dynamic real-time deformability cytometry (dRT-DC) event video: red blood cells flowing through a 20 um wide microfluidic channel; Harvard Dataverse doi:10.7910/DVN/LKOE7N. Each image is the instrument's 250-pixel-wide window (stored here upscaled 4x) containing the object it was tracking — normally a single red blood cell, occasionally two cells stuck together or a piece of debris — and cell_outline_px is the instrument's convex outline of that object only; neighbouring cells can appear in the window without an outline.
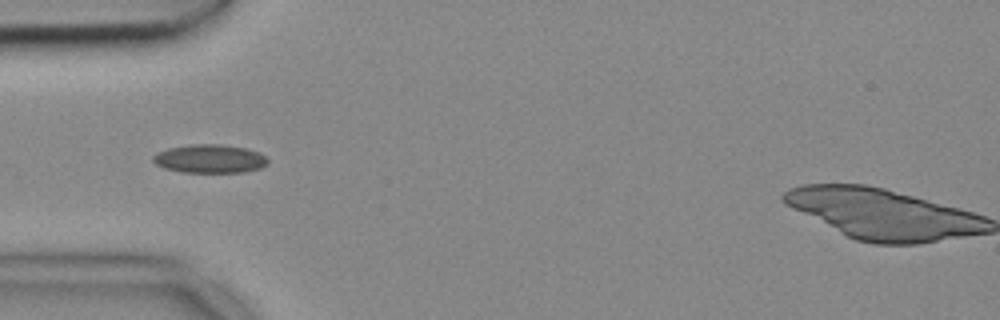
{"species": "common noctule bat (a hibernating species)", "species_latin": "Nyctalus noctula", "temperature_condition": "cold", "stored_images_in_passage": 9, "camera_frame_rate_fps": 3000, "um_per_image_px": 0.085, "animal": {"sex": "female", "body_mass_g": 18.4}, "frame": {"image": 1, "passage_image": 6, "time_ms": 1.667, "image_size_px": [1000, 320], "cell_outline_px": [[268, 164], [260, 168], [244, 172], [184, 172], [164, 168], [156, 164], [152, 160], [152, 156], [156, 152], [168, 148], [192, 144], [220, 144], [244, 148], [260, 152], [268, 160]], "centroid_in_image_um": [17.82, 13.49], "position_along_channel_um": 67.2, "area_um2": 19.07}}